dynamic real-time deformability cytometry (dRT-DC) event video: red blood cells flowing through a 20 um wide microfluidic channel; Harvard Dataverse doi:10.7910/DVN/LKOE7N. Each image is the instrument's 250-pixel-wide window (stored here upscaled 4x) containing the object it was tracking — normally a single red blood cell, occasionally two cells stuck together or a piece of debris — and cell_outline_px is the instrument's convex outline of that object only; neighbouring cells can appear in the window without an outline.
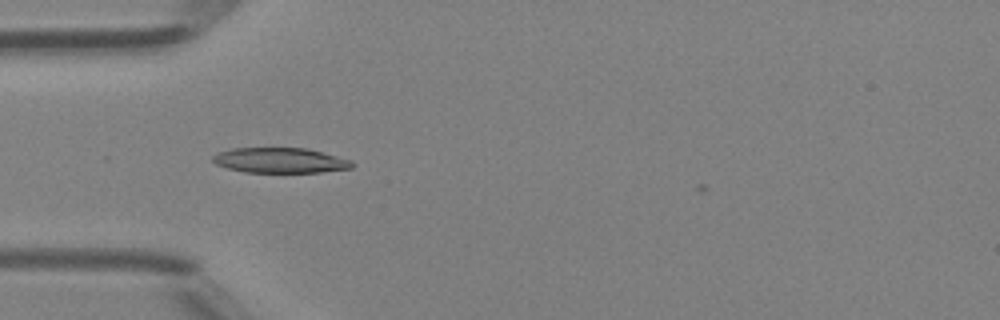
{"species": "Egyptian fruit bat (a non-hibernating species)", "species_latin": "Rousettus aegyptiacus", "temperature_condition": "room temperature", "stored_images_in_passage": 35, "camera_frame_rate_fps": 3000, "um_per_image_px": 0.085, "animal": {"sex": "female"}, "frame": {"image": 1, "passage_image": 2, "time_ms": 0.333, "image_size_px": [1000, 320], "cell_outline_px": [[356, 164], [352, 168], [320, 172], [244, 172], [228, 168], [216, 164], [212, 160], [212, 156], [220, 152], [232, 148], [308, 148], [352, 160]], "centroid_in_image_um": [23.85, 13.63], "position_along_channel_um": 61.2, "area_um2": 20.46}}
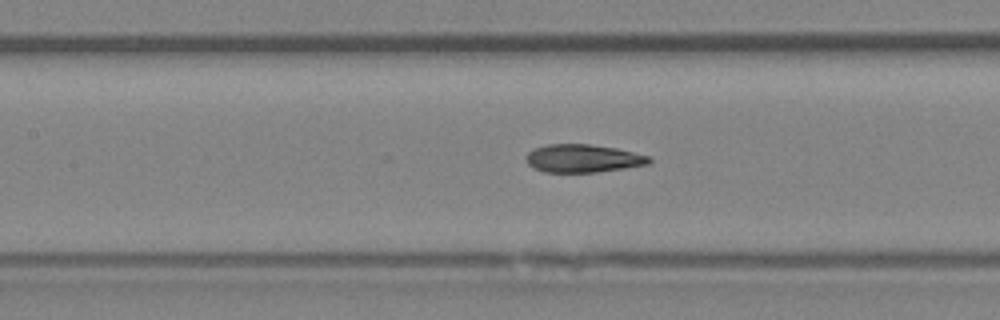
{"frame": {"image": 2, "passage_image": 9, "time_ms": 2.667, "image_size_px": [1000, 320], "cell_outline_px": [[652, 160], [648, 164], [624, 168], [596, 172], [544, 172], [532, 168], [524, 160], [524, 156], [528, 152], [536, 148], [548, 144], [588, 144], [616, 148], [648, 156]], "centroid_in_image_um": [49.49, 13.47], "position_along_channel_um": 157.9, "area_um2": 20.06}}
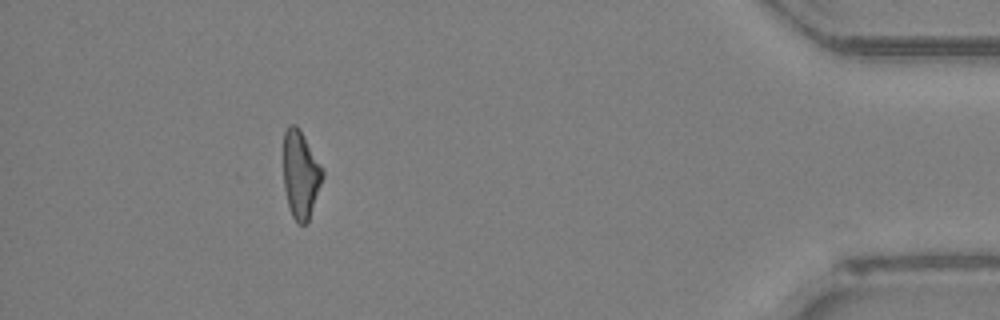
{"frame": {"image": 3, "passage_image": 31, "time_ms": 10.0, "image_size_px": [1000, 320], "cell_outline_px": [[324, 176], [308, 220], [304, 224], [296, 224], [292, 216], [288, 204], [284, 188], [284, 132], [288, 124], [296, 124], [300, 128], [324, 168]], "centroid_in_image_um": [25.56, 14.78], "position_along_channel_um": 409.6, "area_um2": 20.17}, "authors_computed_cell_mechanics": {"area_um2": 20.4034, "velocity_mm_per_s": 4.2336, "shape_relaxation_time_tau1_ms": null, "shape_relaxation_time_tau2_ms": 2.0786, "deformation_change_tau1": null, "deformation_change_tau2": 0.0965}}